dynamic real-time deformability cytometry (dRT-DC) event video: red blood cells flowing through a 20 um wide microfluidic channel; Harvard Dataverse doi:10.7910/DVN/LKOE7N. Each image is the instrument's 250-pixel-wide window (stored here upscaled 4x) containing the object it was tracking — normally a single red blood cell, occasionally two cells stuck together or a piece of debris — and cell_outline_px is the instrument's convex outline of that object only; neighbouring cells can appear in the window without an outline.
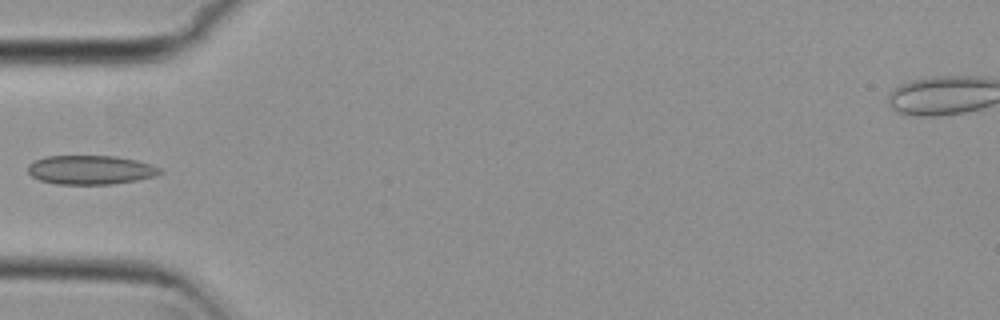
{"species": "common noctule bat (a hibernating species)", "species_latin": "Nyctalus noctula", "temperature_condition": "cold", "stored_images_in_passage": 6, "camera_frame_rate_fps": 3000, "um_per_image_px": 0.085, "animal": {"sex": "female", "body_mass_g": 29.2, "forearm_length_mm": 56.3}, "frame": {"image": 1, "passage_image": 6, "time_ms": 1.667, "image_size_px": [1000, 320], "cell_outline_px": [[164, 172], [156, 176], [136, 180], [112, 184], [56, 184], [40, 180], [32, 176], [28, 172], [28, 164], [36, 160], [48, 156], [116, 156], [136, 160], [160, 168]], "centroid_in_image_um": [7.7, 14.44], "position_along_channel_um": 77.3, "area_um2": 22.25}}